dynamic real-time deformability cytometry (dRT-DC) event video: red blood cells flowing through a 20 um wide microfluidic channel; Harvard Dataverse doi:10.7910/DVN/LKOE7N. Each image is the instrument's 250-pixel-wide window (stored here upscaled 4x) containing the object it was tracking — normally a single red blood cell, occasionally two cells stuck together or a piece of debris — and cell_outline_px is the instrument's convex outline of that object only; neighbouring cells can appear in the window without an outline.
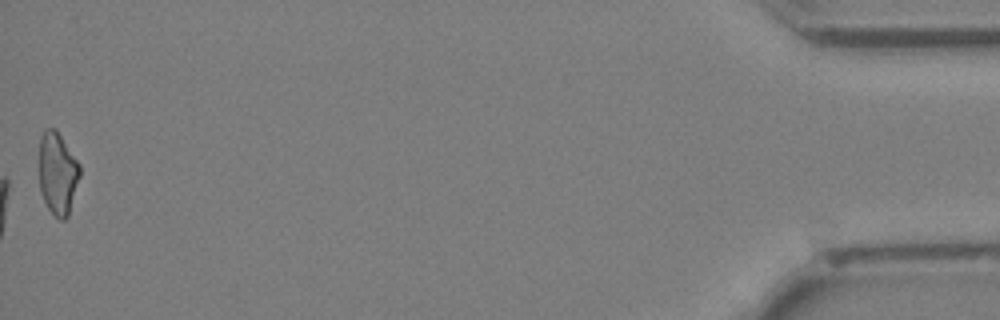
{"species": "Egyptian fruit bat (a non-hibernating species)", "species_latin": "Rousettus aegyptiacus", "temperature_condition": "cold", "stored_images_in_passage": 42, "segment_of_instrument_passage": [2, 2], "camera_frame_rate_fps": 3000, "um_per_image_px": 0.085, "animal": {"sex": "female"}, "frame": {"image": 1, "passage_image": 42, "time_ms": 13.667, "image_size_px": [1000, 320], "cell_outline_px": [[80, 176], [68, 216], [64, 220], [60, 220], [48, 208], [40, 192], [40, 136], [44, 128], [56, 128], [80, 164]], "centroid_in_image_um": [4.9, 14.71], "position_along_channel_um": 430.3, "area_um2": 19.54}}